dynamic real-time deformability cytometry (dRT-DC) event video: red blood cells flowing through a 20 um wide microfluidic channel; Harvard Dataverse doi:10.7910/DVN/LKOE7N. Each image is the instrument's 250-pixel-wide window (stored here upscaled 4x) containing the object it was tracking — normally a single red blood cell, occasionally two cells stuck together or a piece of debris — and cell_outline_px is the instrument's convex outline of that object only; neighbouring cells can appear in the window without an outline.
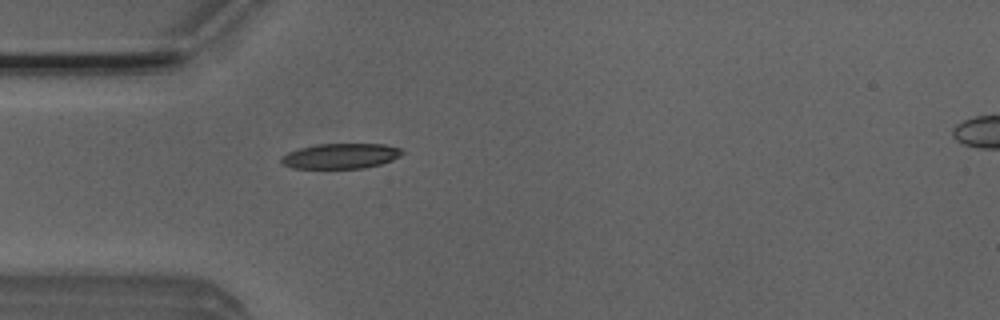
{"species": "Egyptian fruit bat (a non-hibernating species)", "species_latin": "Rousettus aegyptiacus", "temperature_condition": "room temperature", "stored_images_in_passage": 2, "camera_frame_rate_fps": 3000, "um_per_image_px": 0.085, "animal": {"sex": "male"}, "frame": {"image": 1, "passage_image": 1, "time_ms": 0.0, "image_size_px": [1000, 320], "cell_outline_px": [[404, 152], [400, 156], [392, 160], [380, 164], [364, 168], [292, 168], [284, 164], [280, 160], [280, 156], [288, 152], [300, 148], [316, 144], [384, 144], [400, 148]], "centroid_in_image_um": [28.95, 13.26], "position_along_channel_um": 56.0, "area_um2": 17.74}}